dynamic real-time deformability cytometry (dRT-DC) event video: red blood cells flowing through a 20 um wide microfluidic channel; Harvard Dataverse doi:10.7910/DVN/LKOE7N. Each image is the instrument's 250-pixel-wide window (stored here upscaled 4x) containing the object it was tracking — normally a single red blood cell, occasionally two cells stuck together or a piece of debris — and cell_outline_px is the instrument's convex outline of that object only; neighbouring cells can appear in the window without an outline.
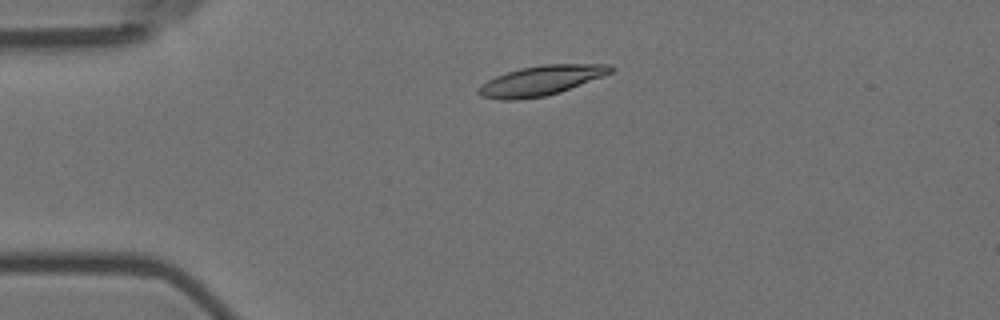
{"species": "Egyptian fruit bat (a non-hibernating species)", "species_latin": "Rousettus aegyptiacus", "temperature_condition": "room temperature", "stored_images_in_passage": 3, "camera_frame_rate_fps": 3000, "um_per_image_px": 0.085, "animal": {"sex": "female"}, "frame": {"image": 1, "passage_image": 2, "time_ms": 0.333, "image_size_px": [1000, 320], "cell_outline_px": [[612, 72], [604, 76], [560, 92], [544, 96], [520, 100], [500, 100], [480, 96], [476, 92], [476, 88], [480, 84], [496, 76], [520, 68], [544, 64], [612, 64]], "centroid_in_image_um": [45.95, 6.86], "position_along_channel_um": 39.0, "area_um2": 23.06}}